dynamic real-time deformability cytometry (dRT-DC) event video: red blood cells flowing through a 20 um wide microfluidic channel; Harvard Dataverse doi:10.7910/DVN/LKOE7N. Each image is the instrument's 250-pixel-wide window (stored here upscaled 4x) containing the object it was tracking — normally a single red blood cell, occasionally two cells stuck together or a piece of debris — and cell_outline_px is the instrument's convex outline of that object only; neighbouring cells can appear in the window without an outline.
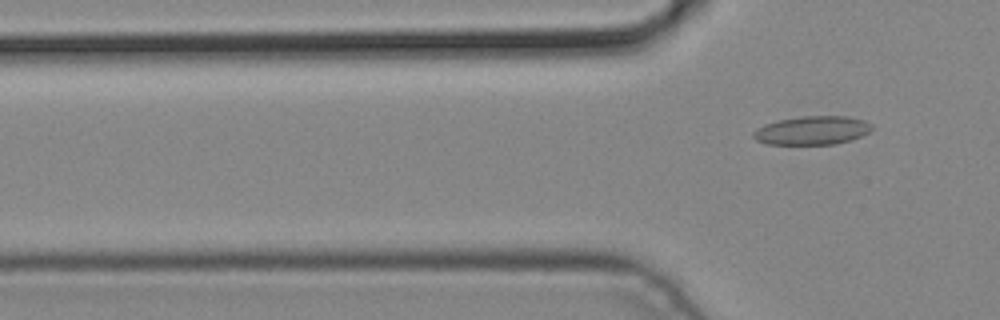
{"species": "common noctule bat (a hibernating species)", "species_latin": "Nyctalus noctula", "temperature_condition": "cold", "stored_images_in_passage": 7, "camera_frame_rate_fps": 3000, "um_per_image_px": 0.085, "animal": {"sex": "male", "body_mass_g": 19.2, "forearm_length_mm": 51.8}, "frame": {"image": 1, "passage_image": 7, "time_ms": 2.0, "image_size_px": [1000, 320], "cell_outline_px": [[872, 128], [868, 132], [852, 140], [836, 144], [768, 144], [756, 140], [752, 136], [752, 132], [756, 128], [764, 124], [780, 120], [804, 116], [848, 116], [864, 120], [872, 124]], "centroid_in_image_um": [69.03, 11.08], "position_along_channel_um": 56.8, "area_um2": 19.77}}